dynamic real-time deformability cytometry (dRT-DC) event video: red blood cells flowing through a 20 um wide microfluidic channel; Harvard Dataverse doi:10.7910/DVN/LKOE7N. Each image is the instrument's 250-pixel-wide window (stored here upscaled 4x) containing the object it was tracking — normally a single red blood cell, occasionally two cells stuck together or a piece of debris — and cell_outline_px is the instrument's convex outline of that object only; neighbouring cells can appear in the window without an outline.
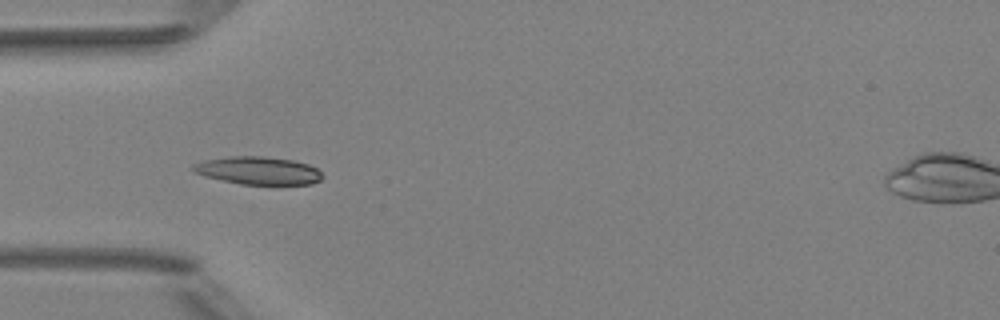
{"species": "Egyptian fruit bat (a non-hibernating species)", "species_latin": "Rousettus aegyptiacus", "temperature_condition": "room temperature", "stored_images_in_passage": 5, "camera_frame_rate_fps": 3000, "um_per_image_px": 0.085, "animal": {"sex": "female"}, "frame": {"image": 1, "passage_image": 5, "time_ms": 4.667, "image_size_px": [1000, 320], "cell_outline_px": [[324, 176], [320, 180], [312, 184], [240, 184], [204, 176], [192, 172], [192, 164], [204, 160], [232, 156], [264, 156], [292, 160], [308, 164], [316, 168]], "centroid_in_image_um": [21.93, 14.5], "position_along_channel_um": 63.1, "area_um2": 20.98}}